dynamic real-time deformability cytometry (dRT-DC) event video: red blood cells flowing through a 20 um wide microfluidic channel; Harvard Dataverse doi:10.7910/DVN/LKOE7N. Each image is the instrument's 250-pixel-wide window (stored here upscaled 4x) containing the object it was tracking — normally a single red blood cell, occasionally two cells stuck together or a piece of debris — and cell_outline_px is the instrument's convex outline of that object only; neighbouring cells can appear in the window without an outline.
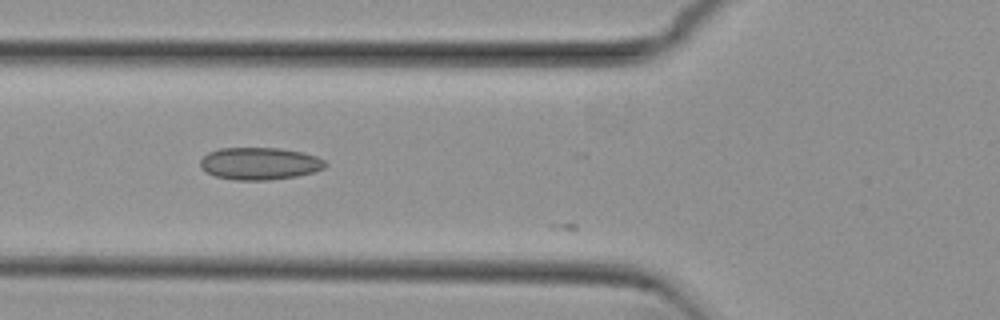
{"species": "common noctule bat (a hibernating species)", "species_latin": "Nyctalus noctula", "temperature_condition": "cold", "stored_images_in_passage": 4, "camera_frame_rate_fps": 3000, "um_per_image_px": 0.085, "animal": {"sex": "female", "body_mass_g": 29.2, "forearm_length_mm": 56.3}, "frame": {"image": 1, "passage_image": 3, "time_ms": 0.667, "image_size_px": [1000, 320], "cell_outline_px": [[328, 164], [324, 168], [312, 172], [296, 176], [268, 180], [236, 180], [216, 176], [204, 172], [200, 168], [200, 160], [208, 152], [220, 148], [280, 148], [300, 152], [316, 156], [324, 160]], "centroid_in_image_um": [22.04, 13.9], "position_along_channel_um": 103.8, "area_um2": 23.52}}